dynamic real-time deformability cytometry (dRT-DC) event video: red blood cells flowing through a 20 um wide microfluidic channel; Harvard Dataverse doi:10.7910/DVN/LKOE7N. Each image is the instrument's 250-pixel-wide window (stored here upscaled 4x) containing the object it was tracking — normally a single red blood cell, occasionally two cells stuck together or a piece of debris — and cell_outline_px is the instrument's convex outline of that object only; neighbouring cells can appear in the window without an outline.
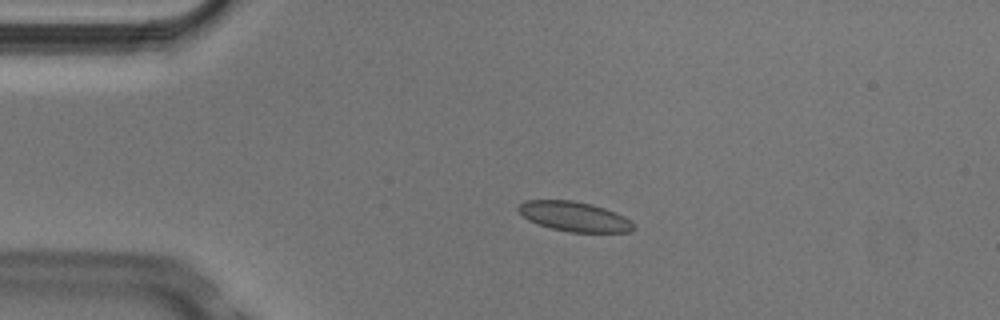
{"species": "Egyptian fruit bat (a non-hibernating species)", "species_latin": "Rousettus aegyptiacus", "temperature_condition": "cold", "stored_images_in_passage": 5, "camera_frame_rate_fps": 3000, "um_per_image_px": 0.085, "animal": {"sex": "male"}, "frame": {"image": 1, "passage_image": 4, "time_ms": 1.0, "image_size_px": [1000, 320], "cell_outline_px": [[636, 228], [628, 232], [568, 232], [552, 228], [528, 220], [516, 208], [524, 200], [572, 200], [592, 204], [616, 212], [632, 220], [636, 224]], "centroid_in_image_um": [48.87, 18.4], "position_along_channel_um": 36.1, "area_um2": 20.06}}